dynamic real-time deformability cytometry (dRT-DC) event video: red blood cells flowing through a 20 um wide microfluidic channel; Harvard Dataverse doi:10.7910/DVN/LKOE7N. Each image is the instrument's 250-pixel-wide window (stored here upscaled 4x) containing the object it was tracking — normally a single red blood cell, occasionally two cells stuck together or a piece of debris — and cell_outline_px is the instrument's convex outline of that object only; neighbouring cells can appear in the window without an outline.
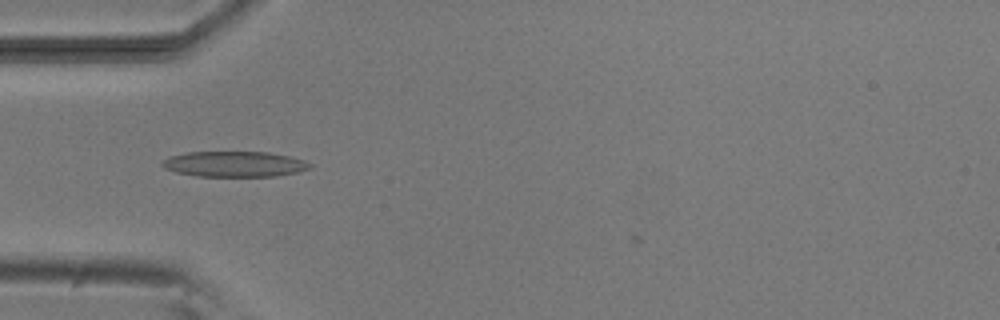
{"species": "common noctule bat (a hibernating species)", "species_latin": "Nyctalus noctula", "temperature_condition": "room temperature", "stored_images_in_passage": 8, "camera_frame_rate_fps": 3000, "um_per_image_px": 0.085, "animal": {"sex": "male", "body_mass_g": 20.5, "forearm_length_mm": 52.5}, "frame": {"image": 1, "passage_image": 5, "time_ms": 4.333, "image_size_px": [1000, 320], "cell_outline_px": [[312, 168], [296, 172], [276, 176], [196, 176], [176, 172], [164, 168], [160, 164], [168, 156], [188, 152], [268, 152], [288, 156], [304, 160], [312, 164]], "centroid_in_image_um": [19.92, 13.94], "position_along_channel_um": 65.1, "area_um2": 21.96}}
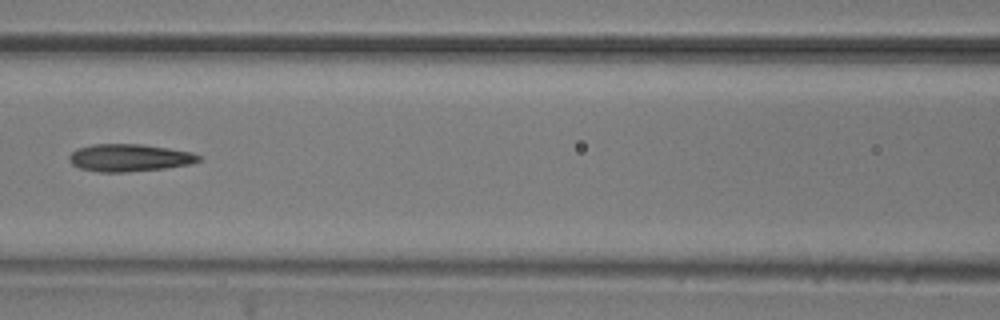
{"frame": {"image": 2, "passage_image": 7, "time_ms": 6.667, "image_size_px": [1000, 320], "cell_outline_px": [[200, 160], [192, 164], [164, 168], [124, 172], [100, 172], [80, 168], [72, 164], [68, 160], [68, 156], [72, 152], [80, 148], [92, 144], [140, 144], [168, 148], [192, 152], [200, 156]], "centroid_in_image_um": [10.99, 13.41], "position_along_channel_um": 155.6, "area_um2": 20.58}}
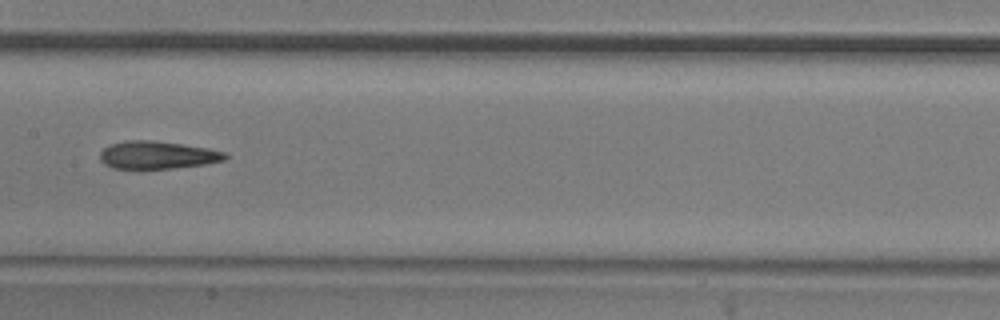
{"frame": {"image": 3, "passage_image": 8, "time_ms": 7.667, "image_size_px": [1000, 320], "cell_outline_px": [[228, 156], [224, 160], [204, 164], [140, 172], [112, 168], [104, 164], [100, 160], [100, 152], [104, 148], [112, 144], [124, 140], [152, 140], [208, 148], [224, 152]], "centroid_in_image_um": [13.29, 13.22], "position_along_channel_um": 194.1, "area_um2": 20.87}}